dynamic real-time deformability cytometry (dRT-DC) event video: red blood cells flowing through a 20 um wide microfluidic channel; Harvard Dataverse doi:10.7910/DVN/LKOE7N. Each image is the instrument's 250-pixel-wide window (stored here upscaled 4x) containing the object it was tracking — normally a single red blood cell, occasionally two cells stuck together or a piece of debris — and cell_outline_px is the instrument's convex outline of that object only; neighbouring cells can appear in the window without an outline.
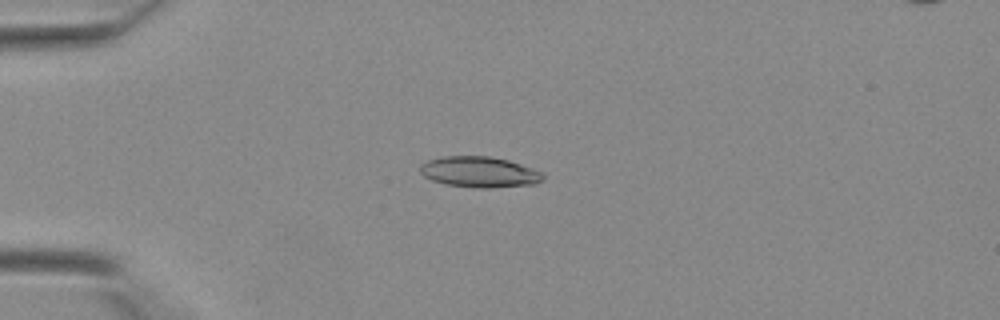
{"species": "Egyptian fruit bat (a non-hibernating species)", "species_latin": "Rousettus aegyptiacus", "temperature_condition": "warm", "stored_images_in_passage": 41, "camera_frame_rate_fps": 3000, "um_per_image_px": 0.085, "animal": {"sex": "female"}, "frame": {"image": 1, "passage_image": 11, "time_ms": 3.333, "image_size_px": [1000, 320], "cell_outline_px": [[544, 176], [536, 184], [492, 188], [476, 188], [444, 184], [432, 180], [424, 176], [420, 172], [420, 164], [428, 160], [440, 156], [488, 156], [508, 160], [544, 172]], "centroid_in_image_um": [40.74, 14.62], "position_along_channel_um": 44.3, "area_um2": 22.2}}
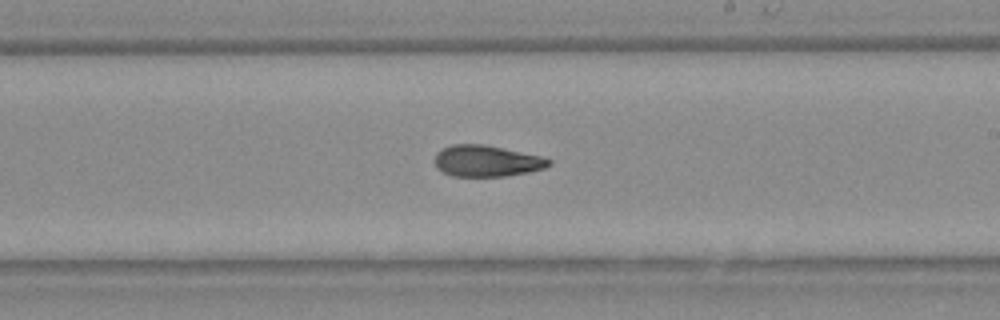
{"frame": {"image": 2, "passage_image": 25, "time_ms": 8.0, "image_size_px": [1000, 320], "cell_outline_px": [[552, 164], [544, 168], [528, 172], [504, 176], [452, 176], [444, 172], [432, 160], [436, 152], [452, 144], [484, 144], [544, 156], [552, 160]], "centroid_in_image_um": [41.39, 13.67], "position_along_channel_um": 247.6, "area_um2": 20.92}}
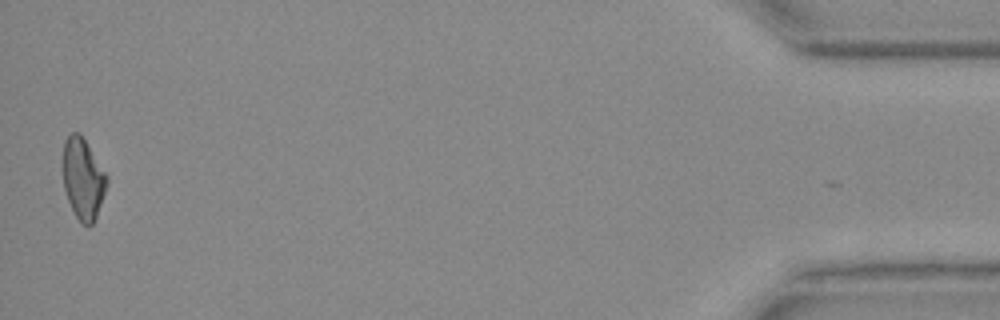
{"frame": {"image": 3, "passage_image": 41, "time_ms": 13.333, "image_size_px": [1000, 320], "cell_outline_px": [[108, 184], [96, 216], [92, 224], [84, 224], [76, 216], [68, 200], [64, 188], [64, 140], [72, 132], [80, 132], [108, 176]], "centroid_in_image_um": [7.07, 15.16], "position_along_channel_um": 428.1, "area_um2": 20.35}}